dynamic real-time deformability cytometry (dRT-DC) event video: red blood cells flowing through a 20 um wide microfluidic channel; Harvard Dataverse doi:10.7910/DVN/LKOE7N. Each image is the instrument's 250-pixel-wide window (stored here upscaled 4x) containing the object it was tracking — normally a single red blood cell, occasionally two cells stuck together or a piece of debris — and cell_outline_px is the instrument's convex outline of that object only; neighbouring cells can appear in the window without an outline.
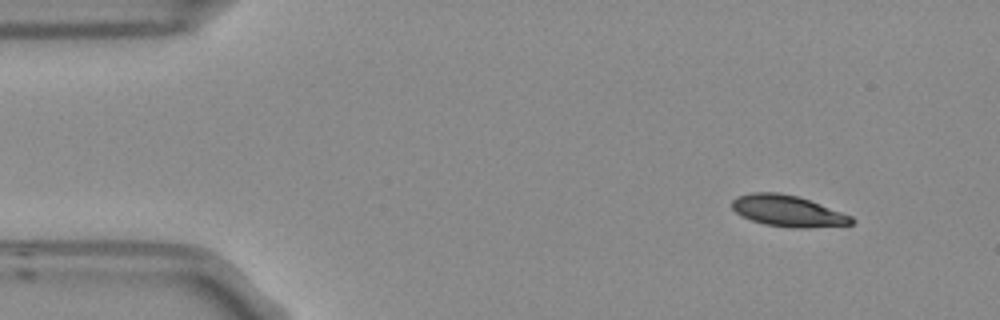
{"species": "Egyptian fruit bat (a non-hibernating species)", "species_latin": "Rousettus aegyptiacus", "temperature_condition": "room temperature", "stored_images_in_passage": 3, "camera_frame_rate_fps": 3000, "um_per_image_px": 0.085, "frame": {"image": 1, "passage_image": 1, "time_ms": 0.0, "image_size_px": [1000, 320], "cell_outline_px": [[856, 220], [852, 224], [804, 228], [796, 228], [764, 224], [752, 220], [736, 212], [732, 208], [732, 200], [736, 196], [752, 192], [780, 192], [796, 196], [820, 204], [852, 216]], "centroid_in_image_um": [66.95, 17.92], "position_along_channel_um": 18.0, "area_um2": 21.56}}